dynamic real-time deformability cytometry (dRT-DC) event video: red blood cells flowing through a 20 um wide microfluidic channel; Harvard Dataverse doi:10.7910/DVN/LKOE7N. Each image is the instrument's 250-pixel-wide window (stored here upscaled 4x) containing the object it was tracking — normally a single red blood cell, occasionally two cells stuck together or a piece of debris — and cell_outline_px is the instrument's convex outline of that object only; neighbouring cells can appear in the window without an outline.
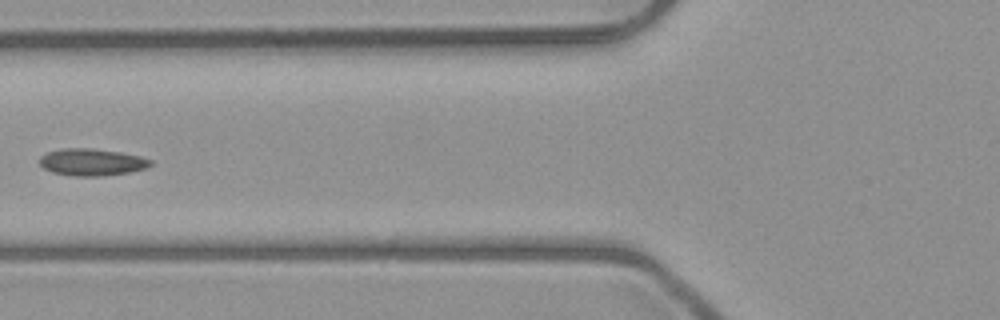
{"species": "common noctule bat (a hibernating species)", "species_latin": "Nyctalus noctula", "temperature_condition": "room temperature", "stored_images_in_passage": 7, "camera_frame_rate_fps": 3000, "um_per_image_px": 0.085, "animal": {"sex": "male", "body_mass_g": 23.1, "forearm_length_mm": 52.7}, "frame": {"image": 1, "passage_image": 6, "time_ms": 5.667, "image_size_px": [1000, 320], "cell_outline_px": [[152, 164], [148, 168], [128, 172], [104, 176], [72, 176], [52, 172], [44, 168], [40, 164], [40, 156], [48, 152], [60, 148], [92, 148], [120, 152], [140, 156], [152, 160]], "centroid_in_image_um": [7.81, 13.78], "position_along_channel_um": 118.0, "area_um2": 17.57}}
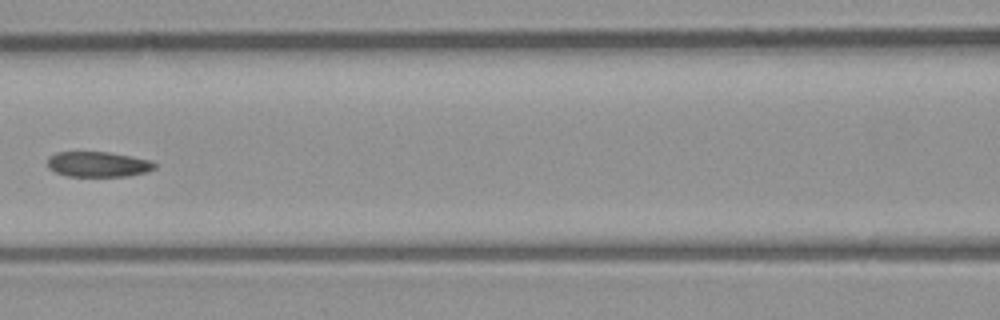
{"frame": {"image": 2, "passage_image": 7, "time_ms": 6.667, "image_size_px": [1000, 320], "cell_outline_px": [[156, 168], [148, 172], [128, 176], [68, 176], [56, 172], [48, 168], [48, 156], [56, 152], [108, 152], [148, 160], [156, 164]], "centroid_in_image_um": [8.32, 13.97], "position_along_channel_um": 158.3, "area_um2": 15.72}}